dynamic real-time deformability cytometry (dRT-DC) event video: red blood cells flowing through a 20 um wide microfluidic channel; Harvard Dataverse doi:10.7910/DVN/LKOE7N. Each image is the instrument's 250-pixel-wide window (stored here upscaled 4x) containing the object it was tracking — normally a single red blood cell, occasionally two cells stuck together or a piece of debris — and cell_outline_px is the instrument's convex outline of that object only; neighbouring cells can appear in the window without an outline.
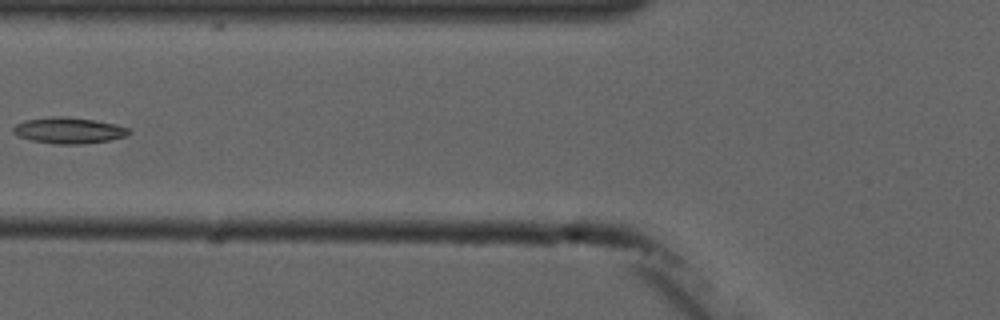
{"species": "common noctule bat (a hibernating species)", "species_latin": "Nyctalus noctula", "temperature_condition": "cold", "stored_images_in_passage": 7, "camera_frame_rate_fps": 3000, "um_per_image_px": 0.085, "animal": {"sex": "male", "forearm_length_mm": 52.5}, "frame": {"image": 1, "passage_image": 6, "time_ms": 6.0, "image_size_px": [1000, 320], "cell_outline_px": [[132, 132], [124, 136], [108, 140], [80, 144], [52, 144], [32, 140], [20, 136], [12, 132], [12, 128], [16, 124], [24, 120], [52, 116], [68, 116], [116, 124], [128, 128]], "centroid_in_image_um": [5.81, 11.08], "position_along_channel_um": 120.0, "area_um2": 17.51}}
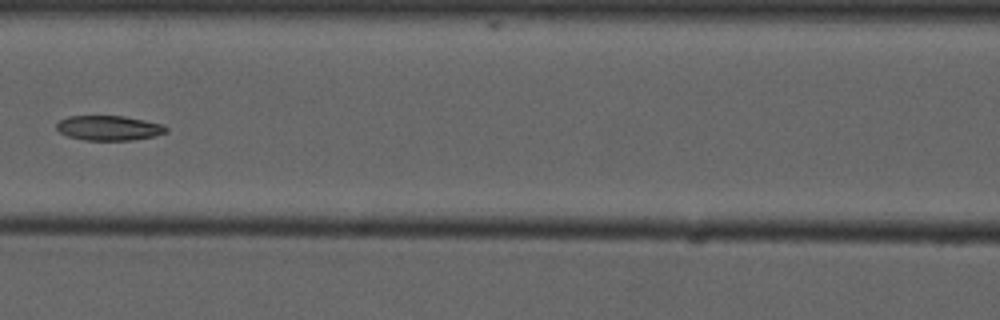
{"frame": {"image": 2, "passage_image": 7, "time_ms": 7.0, "image_size_px": [1000, 320], "cell_outline_px": [[168, 132], [156, 136], [132, 140], [84, 140], [68, 136], [60, 132], [56, 128], [56, 124], [60, 120], [68, 116], [124, 116], [164, 124], [168, 128]], "centroid_in_image_um": [9.29, 10.88], "position_along_channel_um": 157.3, "area_um2": 15.95}}